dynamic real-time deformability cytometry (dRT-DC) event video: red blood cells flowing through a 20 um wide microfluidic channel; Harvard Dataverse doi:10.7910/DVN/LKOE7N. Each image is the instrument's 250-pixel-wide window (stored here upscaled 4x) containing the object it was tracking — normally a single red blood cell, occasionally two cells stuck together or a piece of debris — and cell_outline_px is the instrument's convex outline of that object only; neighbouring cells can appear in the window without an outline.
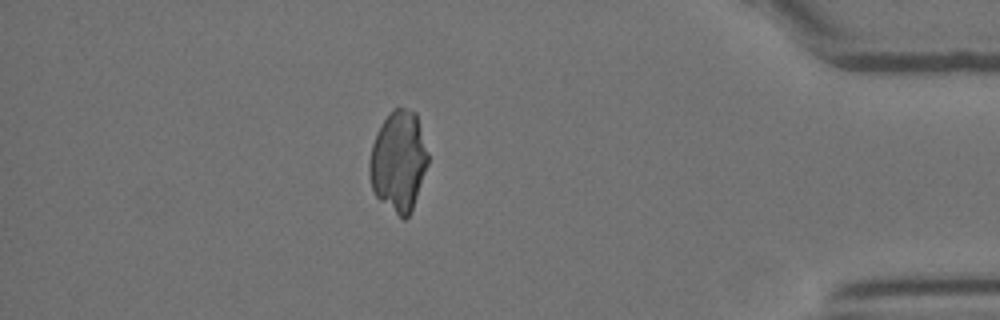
{"species": "Egyptian fruit bat (a non-hibernating species)", "species_latin": "Rousettus aegyptiacus", "temperature_condition": "room temperature", "stored_images_in_passage": 50, "camera_frame_rate_fps": 3000, "um_per_image_px": 0.085, "animal": {"sex": "female"}, "frame": {"image": 1, "passage_image": 44, "time_ms": 14.333, "image_size_px": [1000, 320], "cell_outline_px": [[428, 164], [412, 208], [408, 216], [404, 220], [380, 200], [376, 196], [372, 188], [368, 172], [368, 164], [372, 144], [376, 132], [380, 124], [388, 112], [392, 108], [404, 108], [416, 112], [428, 152]], "centroid_in_image_um": [33.85, 13.65], "position_along_channel_um": 401.3, "area_um2": 34.33}}